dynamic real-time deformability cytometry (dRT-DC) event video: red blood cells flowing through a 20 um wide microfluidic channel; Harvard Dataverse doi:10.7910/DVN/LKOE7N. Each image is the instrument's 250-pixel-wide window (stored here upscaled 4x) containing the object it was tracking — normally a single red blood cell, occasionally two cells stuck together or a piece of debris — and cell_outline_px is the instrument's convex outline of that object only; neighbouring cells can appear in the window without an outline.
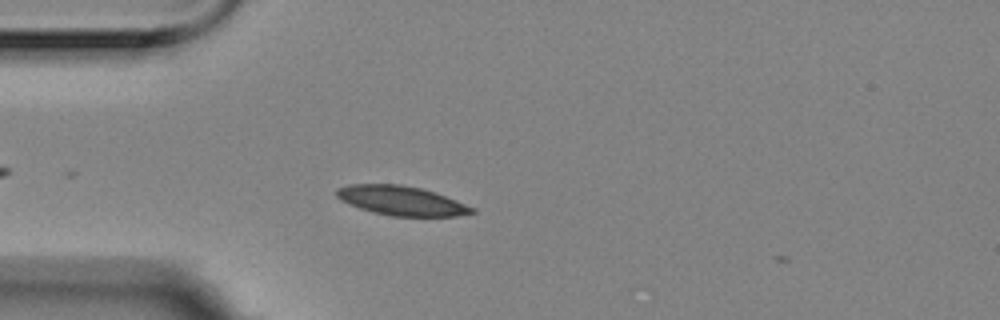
{"species": "Egyptian fruit bat (a non-hibernating species)", "species_latin": "Rousettus aegyptiacus", "temperature_condition": "room temperature", "stored_images_in_passage": 4, "camera_frame_rate_fps": 3000, "um_per_image_px": 0.085, "animal": {"sex": "female"}, "frame": {"image": 1, "passage_image": 3, "time_ms": 0.667, "image_size_px": [1000, 320], "cell_outline_px": [[476, 212], [456, 216], [392, 216], [372, 212], [348, 204], [340, 200], [336, 196], [336, 188], [348, 184], [400, 184], [420, 188], [436, 192], [476, 208]], "centroid_in_image_um": [34.1, 17.05], "position_along_channel_um": 50.9, "area_um2": 23.29}}